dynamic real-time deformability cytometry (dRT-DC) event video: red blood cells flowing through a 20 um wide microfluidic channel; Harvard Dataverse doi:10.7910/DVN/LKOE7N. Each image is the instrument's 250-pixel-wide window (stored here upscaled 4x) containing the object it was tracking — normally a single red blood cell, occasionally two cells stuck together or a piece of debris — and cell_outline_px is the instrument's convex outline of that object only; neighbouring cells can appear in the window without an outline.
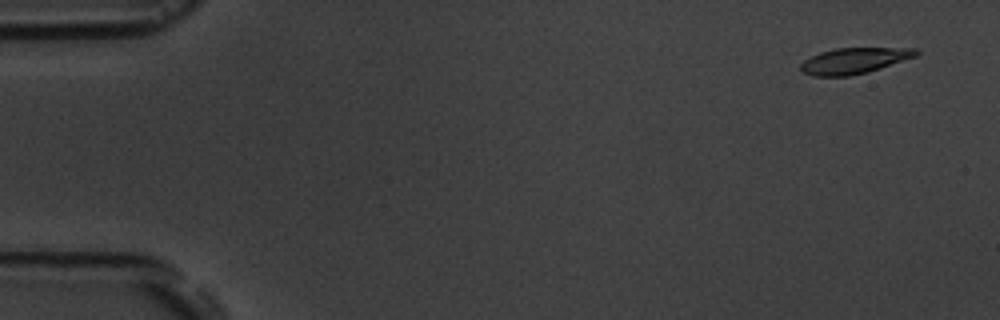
{"species": "common noctule bat (a hibernating species)", "species_latin": "Nyctalus noctula", "temperature_condition": "room temperature", "stored_images_in_passage": 5, "camera_frame_rate_fps": 3000, "um_per_image_px": 0.085, "animal": {"sex": "male", "body_mass_g": 19.5, "forearm_length_mm": 54.6}, "frame": {"image": 1, "passage_image": 1, "time_ms": 0.0, "image_size_px": [1000, 320], "cell_outline_px": [[920, 52], [916, 56], [868, 72], [848, 76], [812, 76], [804, 72], [800, 68], [800, 64], [804, 60], [820, 52], [836, 48], [916, 48]], "centroid_in_image_um": [72.6, 5.16], "position_along_channel_um": 12.4, "area_um2": 17.28}}